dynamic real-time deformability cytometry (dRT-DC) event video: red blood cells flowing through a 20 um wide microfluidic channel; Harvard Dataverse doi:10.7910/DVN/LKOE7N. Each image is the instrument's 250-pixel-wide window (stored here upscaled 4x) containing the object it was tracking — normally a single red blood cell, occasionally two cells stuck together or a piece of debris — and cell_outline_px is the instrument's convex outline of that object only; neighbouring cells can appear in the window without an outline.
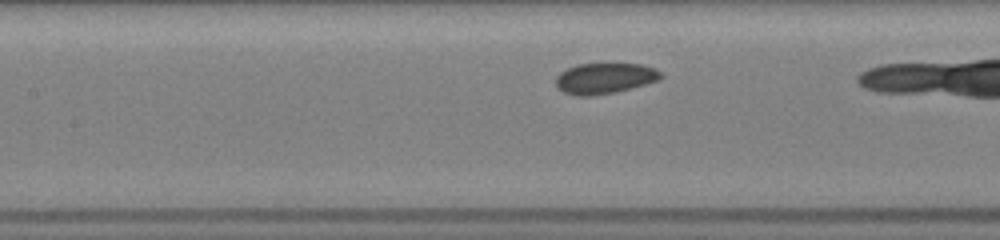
{"species": "common noctule bat (a hibernating species)", "species_latin": "Nyctalus noctula", "temperature_condition": "room temperature", "stored_images_in_passage": 10, "camera_frame_rate_fps": 3000, "um_per_image_px": 0.085, "animal": {"sex": "female", "body_mass_g": 19.5, "forearm_length_mm": 54.1}, "frame": {"image": 1, "passage_image": 6, "time_ms": 2.0, "image_size_px": [1000, 240], "cell_outline_px": [[664, 76], [660, 80], [616, 92], [592, 96], [580, 96], [564, 92], [556, 88], [556, 76], [560, 72], [576, 64], [616, 60], [640, 64], [652, 68], [660, 72]], "centroid_in_image_um": [51.4, 6.6], "position_along_channel_um": 156.0, "area_um2": 19.71}}